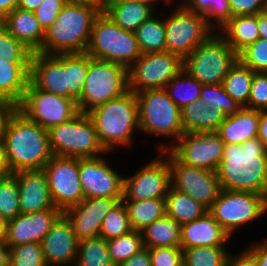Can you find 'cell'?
Instances as JSON below:
<instances>
[{"label":"cell","instance_id":"43","mask_svg":"<svg viewBox=\"0 0 267 266\" xmlns=\"http://www.w3.org/2000/svg\"><path fill=\"white\" fill-rule=\"evenodd\" d=\"M18 214H20V204L16 176L13 173L0 176V215L9 221Z\"/></svg>","mask_w":267,"mask_h":266},{"label":"cell","instance_id":"18","mask_svg":"<svg viewBox=\"0 0 267 266\" xmlns=\"http://www.w3.org/2000/svg\"><path fill=\"white\" fill-rule=\"evenodd\" d=\"M110 153L79 158V178L84 198H123L124 173L111 166V159L106 157Z\"/></svg>","mask_w":267,"mask_h":266},{"label":"cell","instance_id":"49","mask_svg":"<svg viewBox=\"0 0 267 266\" xmlns=\"http://www.w3.org/2000/svg\"><path fill=\"white\" fill-rule=\"evenodd\" d=\"M151 266H184L181 247L149 248Z\"/></svg>","mask_w":267,"mask_h":266},{"label":"cell","instance_id":"38","mask_svg":"<svg viewBox=\"0 0 267 266\" xmlns=\"http://www.w3.org/2000/svg\"><path fill=\"white\" fill-rule=\"evenodd\" d=\"M230 250V251H229ZM232 248L198 246L183 249L184 266H226Z\"/></svg>","mask_w":267,"mask_h":266},{"label":"cell","instance_id":"14","mask_svg":"<svg viewBox=\"0 0 267 266\" xmlns=\"http://www.w3.org/2000/svg\"><path fill=\"white\" fill-rule=\"evenodd\" d=\"M183 69V59L167 51L141 54L128 68L129 90L135 94L146 89H165Z\"/></svg>","mask_w":267,"mask_h":266},{"label":"cell","instance_id":"36","mask_svg":"<svg viewBox=\"0 0 267 266\" xmlns=\"http://www.w3.org/2000/svg\"><path fill=\"white\" fill-rule=\"evenodd\" d=\"M181 4L189 11L203 15L216 32L231 19L228 0H183Z\"/></svg>","mask_w":267,"mask_h":266},{"label":"cell","instance_id":"21","mask_svg":"<svg viewBox=\"0 0 267 266\" xmlns=\"http://www.w3.org/2000/svg\"><path fill=\"white\" fill-rule=\"evenodd\" d=\"M29 81L39 90L68 98L67 54L32 53Z\"/></svg>","mask_w":267,"mask_h":266},{"label":"cell","instance_id":"25","mask_svg":"<svg viewBox=\"0 0 267 266\" xmlns=\"http://www.w3.org/2000/svg\"><path fill=\"white\" fill-rule=\"evenodd\" d=\"M0 23L32 53L40 52L45 31L36 19L34 12L16 8L7 14Z\"/></svg>","mask_w":267,"mask_h":266},{"label":"cell","instance_id":"62","mask_svg":"<svg viewBox=\"0 0 267 266\" xmlns=\"http://www.w3.org/2000/svg\"><path fill=\"white\" fill-rule=\"evenodd\" d=\"M43 0H19L17 8L25 11H34Z\"/></svg>","mask_w":267,"mask_h":266},{"label":"cell","instance_id":"15","mask_svg":"<svg viewBox=\"0 0 267 266\" xmlns=\"http://www.w3.org/2000/svg\"><path fill=\"white\" fill-rule=\"evenodd\" d=\"M43 171L56 208L63 212L85 199L79 178V158L52 155Z\"/></svg>","mask_w":267,"mask_h":266},{"label":"cell","instance_id":"4","mask_svg":"<svg viewBox=\"0 0 267 266\" xmlns=\"http://www.w3.org/2000/svg\"><path fill=\"white\" fill-rule=\"evenodd\" d=\"M101 12L88 5L67 2L45 31L40 53H85L95 19Z\"/></svg>","mask_w":267,"mask_h":266},{"label":"cell","instance_id":"9","mask_svg":"<svg viewBox=\"0 0 267 266\" xmlns=\"http://www.w3.org/2000/svg\"><path fill=\"white\" fill-rule=\"evenodd\" d=\"M237 60L238 54L214 32L183 59V69L202 85L222 84Z\"/></svg>","mask_w":267,"mask_h":266},{"label":"cell","instance_id":"13","mask_svg":"<svg viewBox=\"0 0 267 266\" xmlns=\"http://www.w3.org/2000/svg\"><path fill=\"white\" fill-rule=\"evenodd\" d=\"M143 163L133 174L124 172L122 201L165 199L171 188V172L167 157L161 152Z\"/></svg>","mask_w":267,"mask_h":266},{"label":"cell","instance_id":"26","mask_svg":"<svg viewBox=\"0 0 267 266\" xmlns=\"http://www.w3.org/2000/svg\"><path fill=\"white\" fill-rule=\"evenodd\" d=\"M259 111L242 107L237 113L226 116L220 124L217 133L227 144H242L257 137Z\"/></svg>","mask_w":267,"mask_h":266},{"label":"cell","instance_id":"16","mask_svg":"<svg viewBox=\"0 0 267 266\" xmlns=\"http://www.w3.org/2000/svg\"><path fill=\"white\" fill-rule=\"evenodd\" d=\"M161 152L169 161L171 187L209 210L222 190L216 172L180 163L168 150Z\"/></svg>","mask_w":267,"mask_h":266},{"label":"cell","instance_id":"32","mask_svg":"<svg viewBox=\"0 0 267 266\" xmlns=\"http://www.w3.org/2000/svg\"><path fill=\"white\" fill-rule=\"evenodd\" d=\"M166 216L180 225L203 217L208 209L189 195L170 188L165 197Z\"/></svg>","mask_w":267,"mask_h":266},{"label":"cell","instance_id":"2","mask_svg":"<svg viewBox=\"0 0 267 266\" xmlns=\"http://www.w3.org/2000/svg\"><path fill=\"white\" fill-rule=\"evenodd\" d=\"M2 137L11 173L43 169L52 157L47 130L17 109L9 116Z\"/></svg>","mask_w":267,"mask_h":266},{"label":"cell","instance_id":"51","mask_svg":"<svg viewBox=\"0 0 267 266\" xmlns=\"http://www.w3.org/2000/svg\"><path fill=\"white\" fill-rule=\"evenodd\" d=\"M231 18L245 15H257L266 10L267 0H228Z\"/></svg>","mask_w":267,"mask_h":266},{"label":"cell","instance_id":"63","mask_svg":"<svg viewBox=\"0 0 267 266\" xmlns=\"http://www.w3.org/2000/svg\"><path fill=\"white\" fill-rule=\"evenodd\" d=\"M8 221L0 215V240H4L7 232Z\"/></svg>","mask_w":267,"mask_h":266},{"label":"cell","instance_id":"28","mask_svg":"<svg viewBox=\"0 0 267 266\" xmlns=\"http://www.w3.org/2000/svg\"><path fill=\"white\" fill-rule=\"evenodd\" d=\"M226 119L222 110L200 100L192 102L181 109V121L184 133L217 132Z\"/></svg>","mask_w":267,"mask_h":266},{"label":"cell","instance_id":"33","mask_svg":"<svg viewBox=\"0 0 267 266\" xmlns=\"http://www.w3.org/2000/svg\"><path fill=\"white\" fill-rule=\"evenodd\" d=\"M134 34L141 54L166 51L164 12L144 21Z\"/></svg>","mask_w":267,"mask_h":266},{"label":"cell","instance_id":"27","mask_svg":"<svg viewBox=\"0 0 267 266\" xmlns=\"http://www.w3.org/2000/svg\"><path fill=\"white\" fill-rule=\"evenodd\" d=\"M155 5L129 0H108L104 13L118 26L134 32L158 11Z\"/></svg>","mask_w":267,"mask_h":266},{"label":"cell","instance_id":"17","mask_svg":"<svg viewBox=\"0 0 267 266\" xmlns=\"http://www.w3.org/2000/svg\"><path fill=\"white\" fill-rule=\"evenodd\" d=\"M225 143L217 132L183 133L168 151L180 162L216 172Z\"/></svg>","mask_w":267,"mask_h":266},{"label":"cell","instance_id":"23","mask_svg":"<svg viewBox=\"0 0 267 266\" xmlns=\"http://www.w3.org/2000/svg\"><path fill=\"white\" fill-rule=\"evenodd\" d=\"M13 174L16 176L19 188L20 213H35L56 208L43 169L23 170Z\"/></svg>","mask_w":267,"mask_h":266},{"label":"cell","instance_id":"45","mask_svg":"<svg viewBox=\"0 0 267 266\" xmlns=\"http://www.w3.org/2000/svg\"><path fill=\"white\" fill-rule=\"evenodd\" d=\"M32 52L0 23V57L11 63H30Z\"/></svg>","mask_w":267,"mask_h":266},{"label":"cell","instance_id":"55","mask_svg":"<svg viewBox=\"0 0 267 266\" xmlns=\"http://www.w3.org/2000/svg\"><path fill=\"white\" fill-rule=\"evenodd\" d=\"M16 106L8 101L0 99V137L3 136L6 122Z\"/></svg>","mask_w":267,"mask_h":266},{"label":"cell","instance_id":"6","mask_svg":"<svg viewBox=\"0 0 267 266\" xmlns=\"http://www.w3.org/2000/svg\"><path fill=\"white\" fill-rule=\"evenodd\" d=\"M86 53L95 59L129 68L140 56L134 32L115 24L105 13L95 19Z\"/></svg>","mask_w":267,"mask_h":266},{"label":"cell","instance_id":"35","mask_svg":"<svg viewBox=\"0 0 267 266\" xmlns=\"http://www.w3.org/2000/svg\"><path fill=\"white\" fill-rule=\"evenodd\" d=\"M254 73L249 67L237 60L223 80L222 85L225 92L241 107H246L248 104Z\"/></svg>","mask_w":267,"mask_h":266},{"label":"cell","instance_id":"52","mask_svg":"<svg viewBox=\"0 0 267 266\" xmlns=\"http://www.w3.org/2000/svg\"><path fill=\"white\" fill-rule=\"evenodd\" d=\"M226 266H260L257 259L246 249H242L239 253L233 250L228 258Z\"/></svg>","mask_w":267,"mask_h":266},{"label":"cell","instance_id":"60","mask_svg":"<svg viewBox=\"0 0 267 266\" xmlns=\"http://www.w3.org/2000/svg\"><path fill=\"white\" fill-rule=\"evenodd\" d=\"M258 32L260 39L267 40V9L258 13Z\"/></svg>","mask_w":267,"mask_h":266},{"label":"cell","instance_id":"10","mask_svg":"<svg viewBox=\"0 0 267 266\" xmlns=\"http://www.w3.org/2000/svg\"><path fill=\"white\" fill-rule=\"evenodd\" d=\"M208 211L229 236L235 238L242 227L263 220L262 217L267 214V197L253 192L222 189Z\"/></svg>","mask_w":267,"mask_h":266},{"label":"cell","instance_id":"20","mask_svg":"<svg viewBox=\"0 0 267 266\" xmlns=\"http://www.w3.org/2000/svg\"><path fill=\"white\" fill-rule=\"evenodd\" d=\"M62 214L58 208L18 214L7 223L5 243L9 248L28 243H41Z\"/></svg>","mask_w":267,"mask_h":266},{"label":"cell","instance_id":"19","mask_svg":"<svg viewBox=\"0 0 267 266\" xmlns=\"http://www.w3.org/2000/svg\"><path fill=\"white\" fill-rule=\"evenodd\" d=\"M122 198H85L81 203L67 208L63 215L72 225L79 241L100 237L104 217Z\"/></svg>","mask_w":267,"mask_h":266},{"label":"cell","instance_id":"1","mask_svg":"<svg viewBox=\"0 0 267 266\" xmlns=\"http://www.w3.org/2000/svg\"><path fill=\"white\" fill-rule=\"evenodd\" d=\"M221 189L246 191L267 197V152L258 137L227 144L216 170Z\"/></svg>","mask_w":267,"mask_h":266},{"label":"cell","instance_id":"34","mask_svg":"<svg viewBox=\"0 0 267 266\" xmlns=\"http://www.w3.org/2000/svg\"><path fill=\"white\" fill-rule=\"evenodd\" d=\"M133 230L142 231L145 227L166 215L165 199L123 201Z\"/></svg>","mask_w":267,"mask_h":266},{"label":"cell","instance_id":"58","mask_svg":"<svg viewBox=\"0 0 267 266\" xmlns=\"http://www.w3.org/2000/svg\"><path fill=\"white\" fill-rule=\"evenodd\" d=\"M66 1L69 3L88 5L98 9L101 13H104L106 3L108 0H66Z\"/></svg>","mask_w":267,"mask_h":266},{"label":"cell","instance_id":"50","mask_svg":"<svg viewBox=\"0 0 267 266\" xmlns=\"http://www.w3.org/2000/svg\"><path fill=\"white\" fill-rule=\"evenodd\" d=\"M66 3V0H43L39 7L33 11L44 31L56 20Z\"/></svg>","mask_w":267,"mask_h":266},{"label":"cell","instance_id":"47","mask_svg":"<svg viewBox=\"0 0 267 266\" xmlns=\"http://www.w3.org/2000/svg\"><path fill=\"white\" fill-rule=\"evenodd\" d=\"M238 60L254 72L267 73V40H256L238 54Z\"/></svg>","mask_w":267,"mask_h":266},{"label":"cell","instance_id":"24","mask_svg":"<svg viewBox=\"0 0 267 266\" xmlns=\"http://www.w3.org/2000/svg\"><path fill=\"white\" fill-rule=\"evenodd\" d=\"M180 247H229V234L219 225L209 211L201 218L181 225ZM227 244V246H226Z\"/></svg>","mask_w":267,"mask_h":266},{"label":"cell","instance_id":"5","mask_svg":"<svg viewBox=\"0 0 267 266\" xmlns=\"http://www.w3.org/2000/svg\"><path fill=\"white\" fill-rule=\"evenodd\" d=\"M138 100L139 133L159 137L155 150L171 148L184 133L181 109L171 100L165 89H146L136 94Z\"/></svg>","mask_w":267,"mask_h":266},{"label":"cell","instance_id":"7","mask_svg":"<svg viewBox=\"0 0 267 266\" xmlns=\"http://www.w3.org/2000/svg\"><path fill=\"white\" fill-rule=\"evenodd\" d=\"M52 155L93 158L107 151L100 143L96 127L88 113L79 112L72 119L47 130Z\"/></svg>","mask_w":267,"mask_h":266},{"label":"cell","instance_id":"42","mask_svg":"<svg viewBox=\"0 0 267 266\" xmlns=\"http://www.w3.org/2000/svg\"><path fill=\"white\" fill-rule=\"evenodd\" d=\"M132 230L127 208L123 201H120L104 217L101 225L100 237L108 241L125 235Z\"/></svg>","mask_w":267,"mask_h":266},{"label":"cell","instance_id":"61","mask_svg":"<svg viewBox=\"0 0 267 266\" xmlns=\"http://www.w3.org/2000/svg\"><path fill=\"white\" fill-rule=\"evenodd\" d=\"M10 248L5 240H0V266H9Z\"/></svg>","mask_w":267,"mask_h":266},{"label":"cell","instance_id":"31","mask_svg":"<svg viewBox=\"0 0 267 266\" xmlns=\"http://www.w3.org/2000/svg\"><path fill=\"white\" fill-rule=\"evenodd\" d=\"M180 233L181 225L166 215L141 231L145 248L180 247Z\"/></svg>","mask_w":267,"mask_h":266},{"label":"cell","instance_id":"11","mask_svg":"<svg viewBox=\"0 0 267 266\" xmlns=\"http://www.w3.org/2000/svg\"><path fill=\"white\" fill-rule=\"evenodd\" d=\"M166 8H171L169 12L164 11L167 52L184 59L216 32L203 15L189 11L181 3L167 4Z\"/></svg>","mask_w":267,"mask_h":266},{"label":"cell","instance_id":"39","mask_svg":"<svg viewBox=\"0 0 267 266\" xmlns=\"http://www.w3.org/2000/svg\"><path fill=\"white\" fill-rule=\"evenodd\" d=\"M75 266H115L102 237L79 241Z\"/></svg>","mask_w":267,"mask_h":266},{"label":"cell","instance_id":"8","mask_svg":"<svg viewBox=\"0 0 267 266\" xmlns=\"http://www.w3.org/2000/svg\"><path fill=\"white\" fill-rule=\"evenodd\" d=\"M129 91L128 68L110 61L90 57L78 110L88 113L98 105Z\"/></svg>","mask_w":267,"mask_h":266},{"label":"cell","instance_id":"57","mask_svg":"<svg viewBox=\"0 0 267 266\" xmlns=\"http://www.w3.org/2000/svg\"><path fill=\"white\" fill-rule=\"evenodd\" d=\"M12 174L7 161L3 137H0V176Z\"/></svg>","mask_w":267,"mask_h":266},{"label":"cell","instance_id":"65","mask_svg":"<svg viewBox=\"0 0 267 266\" xmlns=\"http://www.w3.org/2000/svg\"><path fill=\"white\" fill-rule=\"evenodd\" d=\"M165 1H166L168 4H173V3L175 4V3H181V2H182V0H178V1H177V0H176V1H175V0H165Z\"/></svg>","mask_w":267,"mask_h":266},{"label":"cell","instance_id":"44","mask_svg":"<svg viewBox=\"0 0 267 266\" xmlns=\"http://www.w3.org/2000/svg\"><path fill=\"white\" fill-rule=\"evenodd\" d=\"M200 101L219 107L225 116L237 113L242 107L225 92L222 84L203 85L200 91Z\"/></svg>","mask_w":267,"mask_h":266},{"label":"cell","instance_id":"54","mask_svg":"<svg viewBox=\"0 0 267 266\" xmlns=\"http://www.w3.org/2000/svg\"><path fill=\"white\" fill-rule=\"evenodd\" d=\"M119 266H151L149 248H143Z\"/></svg>","mask_w":267,"mask_h":266},{"label":"cell","instance_id":"12","mask_svg":"<svg viewBox=\"0 0 267 266\" xmlns=\"http://www.w3.org/2000/svg\"><path fill=\"white\" fill-rule=\"evenodd\" d=\"M16 109L46 130L72 119L79 113L76 101L39 90L30 81Z\"/></svg>","mask_w":267,"mask_h":266},{"label":"cell","instance_id":"46","mask_svg":"<svg viewBox=\"0 0 267 266\" xmlns=\"http://www.w3.org/2000/svg\"><path fill=\"white\" fill-rule=\"evenodd\" d=\"M9 266H47L41 243H28L11 247Z\"/></svg>","mask_w":267,"mask_h":266},{"label":"cell","instance_id":"3","mask_svg":"<svg viewBox=\"0 0 267 266\" xmlns=\"http://www.w3.org/2000/svg\"><path fill=\"white\" fill-rule=\"evenodd\" d=\"M88 115L107 152L112 154L121 147L123 150L124 147L133 148L139 132L138 100L135 93L129 90L120 97L96 106Z\"/></svg>","mask_w":267,"mask_h":266},{"label":"cell","instance_id":"22","mask_svg":"<svg viewBox=\"0 0 267 266\" xmlns=\"http://www.w3.org/2000/svg\"><path fill=\"white\" fill-rule=\"evenodd\" d=\"M41 247L47 266H75L79 240L63 214L42 239Z\"/></svg>","mask_w":267,"mask_h":266},{"label":"cell","instance_id":"59","mask_svg":"<svg viewBox=\"0 0 267 266\" xmlns=\"http://www.w3.org/2000/svg\"><path fill=\"white\" fill-rule=\"evenodd\" d=\"M19 0H0V21L17 8Z\"/></svg>","mask_w":267,"mask_h":266},{"label":"cell","instance_id":"48","mask_svg":"<svg viewBox=\"0 0 267 266\" xmlns=\"http://www.w3.org/2000/svg\"><path fill=\"white\" fill-rule=\"evenodd\" d=\"M245 108L267 111V73L255 72L248 104Z\"/></svg>","mask_w":267,"mask_h":266},{"label":"cell","instance_id":"64","mask_svg":"<svg viewBox=\"0 0 267 266\" xmlns=\"http://www.w3.org/2000/svg\"><path fill=\"white\" fill-rule=\"evenodd\" d=\"M129 1H135V2H141L147 5H155L158 6L160 3V5H167L168 3L165 0H129Z\"/></svg>","mask_w":267,"mask_h":266},{"label":"cell","instance_id":"30","mask_svg":"<svg viewBox=\"0 0 267 266\" xmlns=\"http://www.w3.org/2000/svg\"><path fill=\"white\" fill-rule=\"evenodd\" d=\"M217 32L239 54L259 39L258 14L231 18Z\"/></svg>","mask_w":267,"mask_h":266},{"label":"cell","instance_id":"29","mask_svg":"<svg viewBox=\"0 0 267 266\" xmlns=\"http://www.w3.org/2000/svg\"><path fill=\"white\" fill-rule=\"evenodd\" d=\"M30 76V63H11L0 57V99L17 106Z\"/></svg>","mask_w":267,"mask_h":266},{"label":"cell","instance_id":"41","mask_svg":"<svg viewBox=\"0 0 267 266\" xmlns=\"http://www.w3.org/2000/svg\"><path fill=\"white\" fill-rule=\"evenodd\" d=\"M108 252L115 266H119L144 248L141 231L132 230L107 241Z\"/></svg>","mask_w":267,"mask_h":266},{"label":"cell","instance_id":"53","mask_svg":"<svg viewBox=\"0 0 267 266\" xmlns=\"http://www.w3.org/2000/svg\"><path fill=\"white\" fill-rule=\"evenodd\" d=\"M245 248L257 259L260 266H267V236L254 244L249 243Z\"/></svg>","mask_w":267,"mask_h":266},{"label":"cell","instance_id":"40","mask_svg":"<svg viewBox=\"0 0 267 266\" xmlns=\"http://www.w3.org/2000/svg\"><path fill=\"white\" fill-rule=\"evenodd\" d=\"M90 56L85 53L67 54L68 99L78 101L83 93Z\"/></svg>","mask_w":267,"mask_h":266},{"label":"cell","instance_id":"56","mask_svg":"<svg viewBox=\"0 0 267 266\" xmlns=\"http://www.w3.org/2000/svg\"><path fill=\"white\" fill-rule=\"evenodd\" d=\"M257 137L261 140L267 152V111H259V125Z\"/></svg>","mask_w":267,"mask_h":266},{"label":"cell","instance_id":"37","mask_svg":"<svg viewBox=\"0 0 267 266\" xmlns=\"http://www.w3.org/2000/svg\"><path fill=\"white\" fill-rule=\"evenodd\" d=\"M202 84L182 69L165 87L171 100L182 109L200 100Z\"/></svg>","mask_w":267,"mask_h":266}]
</instances>
